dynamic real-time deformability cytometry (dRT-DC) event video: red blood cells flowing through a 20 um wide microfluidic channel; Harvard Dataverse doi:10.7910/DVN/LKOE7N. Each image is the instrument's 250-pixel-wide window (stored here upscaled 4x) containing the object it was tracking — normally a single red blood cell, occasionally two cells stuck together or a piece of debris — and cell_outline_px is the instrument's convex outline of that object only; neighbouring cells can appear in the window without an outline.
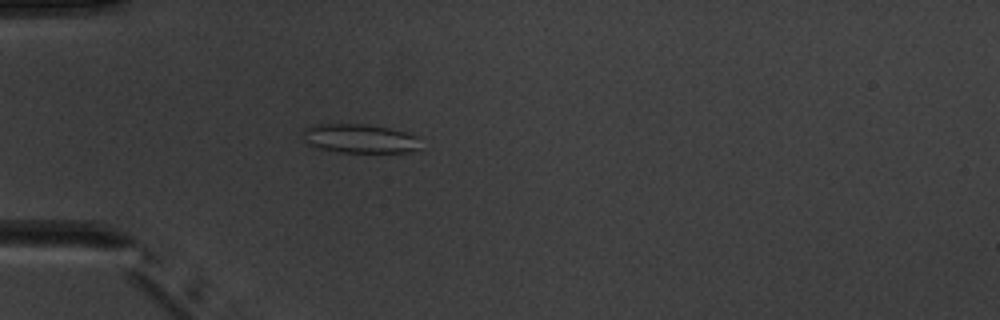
{"species": "common noctule bat (a hibernating species)", "species_latin": "Nyctalus noctula", "temperature_condition": "warm", "stored_images_in_passage": 5, "camera_frame_rate_fps": 3000, "um_per_image_px": 0.085, "animal": {"sex": "male", "body_mass_g": 20.1, "forearm_length_mm": 53.5}, "frame": {"image": 1, "passage_image": 5, "time_ms": 4.667, "image_size_px": [1000, 320], "cell_outline_px": [[420, 148], [408, 152], [336, 152], [320, 148], [308, 144], [304, 140], [304, 128], [316, 124], [364, 124], [388, 128], [404, 132], [416, 136]], "centroid_in_image_um": [30.55, 11.78], "position_along_channel_um": 54.5, "area_um2": 19.65}}